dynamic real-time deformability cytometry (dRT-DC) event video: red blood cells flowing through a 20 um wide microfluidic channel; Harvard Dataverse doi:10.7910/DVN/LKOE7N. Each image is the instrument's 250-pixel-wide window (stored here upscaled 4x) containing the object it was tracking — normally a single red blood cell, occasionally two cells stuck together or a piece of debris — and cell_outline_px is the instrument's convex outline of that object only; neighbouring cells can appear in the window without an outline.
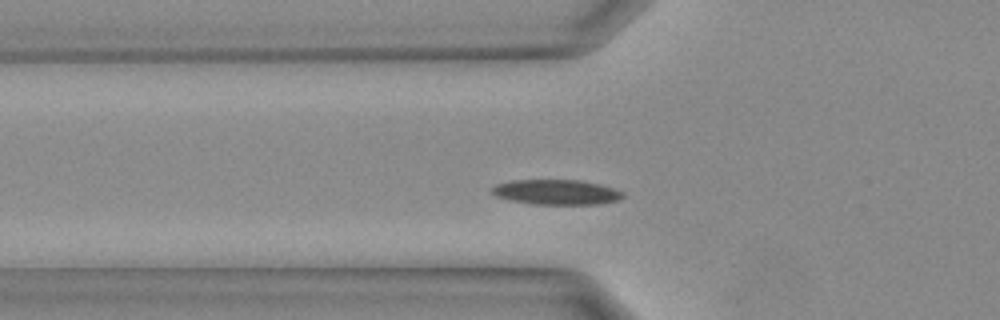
{"species": "Egyptian fruit bat (a non-hibernating species)", "species_latin": "Rousettus aegyptiacus", "temperature_condition": "warm", "stored_images_in_passage": 29, "camera_frame_rate_fps": 3000, "um_per_image_px": 0.085, "animal": {"sex": "female"}, "frame": {"image": 1, "passage_image": 6, "time_ms": 1.667, "image_size_px": [1000, 320], "cell_outline_px": [[624, 196], [616, 200], [596, 204], [532, 204], [512, 200], [496, 196], [488, 188], [496, 184], [512, 180], [580, 180], [600, 184], [624, 192]], "centroid_in_image_um": [47.25, 16.32], "position_along_channel_um": 78.5, "area_um2": 19.02}}
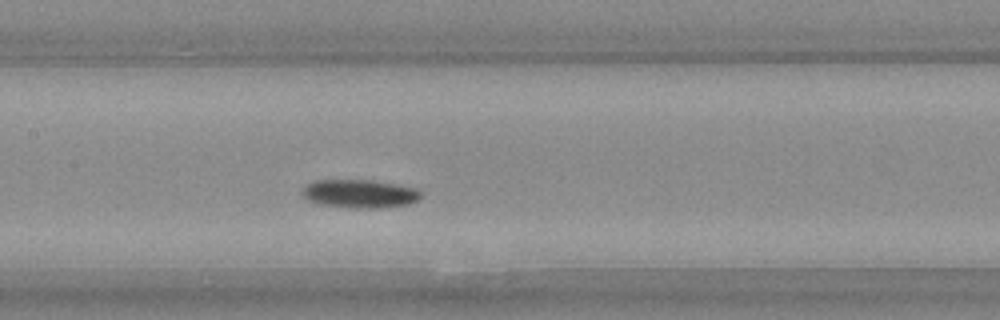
{"frame": {"image": 2, "passage_image": 11, "time_ms": 3.333, "image_size_px": [1000, 320], "cell_outline_px": [[420, 200], [408, 204], [384, 208], [352, 208], [320, 204], [308, 200], [300, 192], [312, 180], [372, 180], [416, 188], [420, 192]], "centroid_in_image_um": [30.58, 16.47], "position_along_channel_um": 176.8, "area_um2": 19.65}}
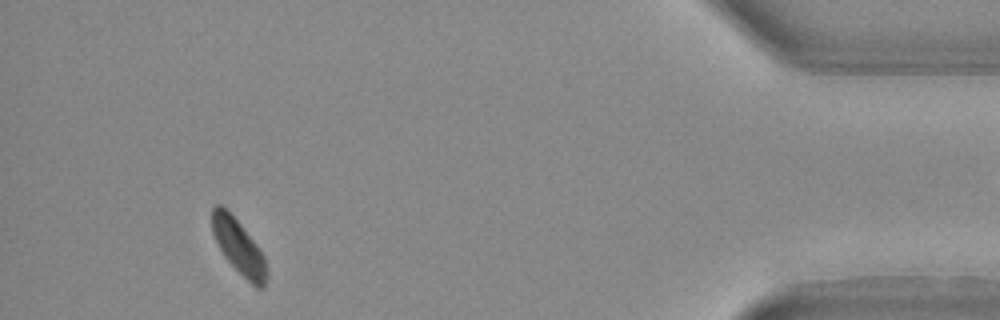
{"frame": {"image": 3, "passage_image": 26, "time_ms": 8.333, "image_size_px": [1000, 320], "cell_outline_px": [[268, 276], [264, 288], [256, 288], [224, 256], [212, 232], [212, 208], [216, 204], [220, 204], [240, 224], [256, 244], [264, 256], [268, 272]], "centroid_in_image_um": [20.31, 21.01], "position_along_channel_um": 414.9, "area_um2": 16.94}}